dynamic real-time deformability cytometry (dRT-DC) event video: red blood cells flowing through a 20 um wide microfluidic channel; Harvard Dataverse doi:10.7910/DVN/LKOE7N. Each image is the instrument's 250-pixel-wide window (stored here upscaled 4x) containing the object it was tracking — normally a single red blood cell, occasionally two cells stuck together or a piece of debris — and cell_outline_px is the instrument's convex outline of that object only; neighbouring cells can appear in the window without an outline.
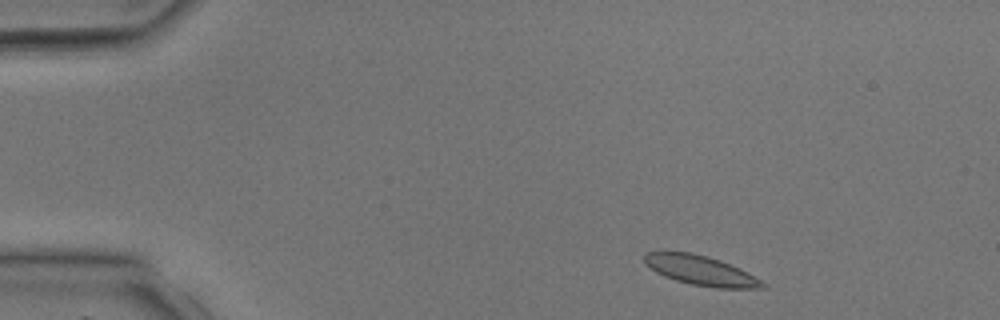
{"species": "common noctule bat (a hibernating species)", "species_latin": "Nyctalus noctula", "temperature_condition": "room temperature", "stored_images_in_passage": 37, "camera_frame_rate_fps": 3000, "um_per_image_px": 0.085, "animal": {"sex": "male", "body_mass_g": 17.9, "forearm_length_mm": 54.2}, "frame": {"image": 1, "passage_image": 3, "time_ms": 0.667, "image_size_px": [1000, 320], "cell_outline_px": [[764, 288], [716, 288], [692, 284], [676, 280], [664, 276], [656, 272], [644, 264], [644, 252], [692, 252], [708, 256], [720, 260], [740, 268], [760, 280], [764, 284]], "centroid_in_image_um": [59.52, 22.98], "position_along_channel_um": 25.5, "area_um2": 20.23}}
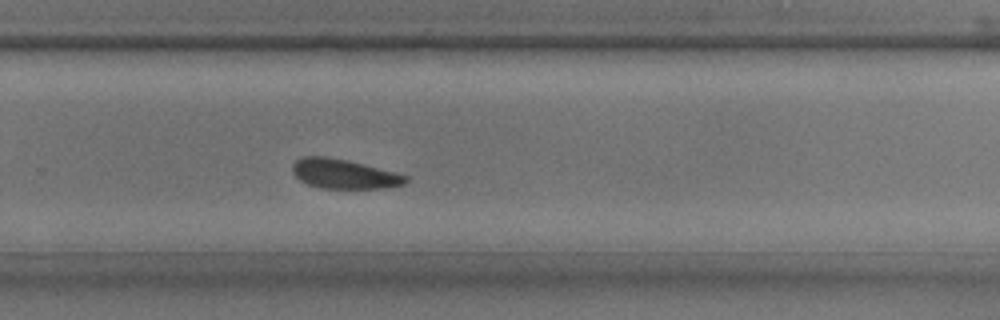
{"frame": {"image": 2, "passage_image": 24, "time_ms": 7.667, "image_size_px": [1000, 320], "cell_outline_px": [[408, 180], [404, 184], [388, 188], [320, 188], [308, 184], [300, 180], [292, 172], [292, 164], [296, 160], [304, 156], [328, 156], [348, 160], [396, 172], [408, 176]], "centroid_in_image_um": [29.24, 14.77], "position_along_channel_um": 300.6, "area_um2": 19.59}}
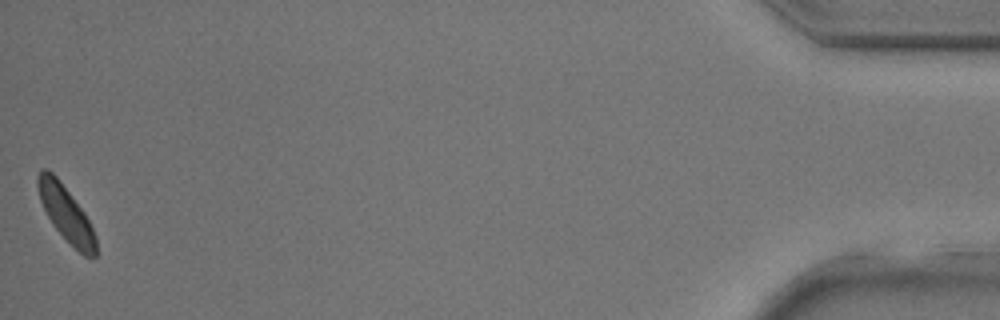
{"frame": {"image": 3, "passage_image": 37, "time_ms": 12.0, "image_size_px": [1000, 320], "cell_outline_px": [[96, 256], [84, 256], [52, 224], [40, 200], [36, 184], [36, 176], [40, 168], [48, 168], [56, 176], [84, 212], [96, 236]], "centroid_in_image_um": [5.57, 18.09], "position_along_channel_um": 429.6, "area_um2": 18.32}}